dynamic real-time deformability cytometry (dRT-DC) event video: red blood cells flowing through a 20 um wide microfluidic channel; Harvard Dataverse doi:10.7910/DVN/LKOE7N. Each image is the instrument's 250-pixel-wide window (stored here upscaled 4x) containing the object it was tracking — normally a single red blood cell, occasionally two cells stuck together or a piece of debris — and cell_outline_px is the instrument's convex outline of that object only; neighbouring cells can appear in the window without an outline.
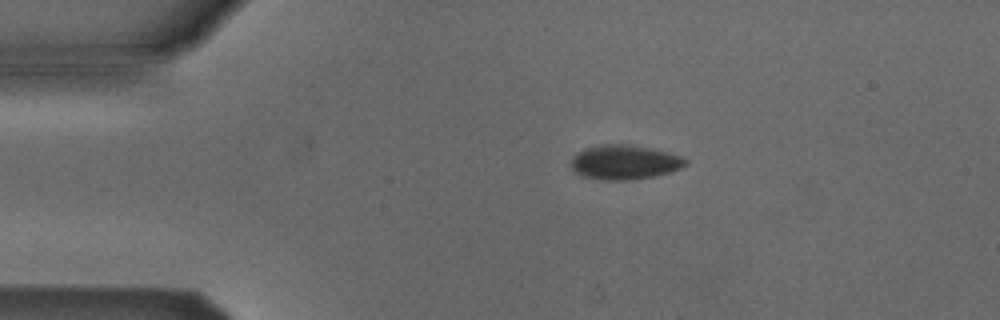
{"species": "Egyptian fruit bat (a non-hibernating species)", "species_latin": "Rousettus aegyptiacus", "temperature_condition": "cold", "stored_images_in_passage": 4, "camera_frame_rate_fps": 3000, "um_per_image_px": 0.085, "animal": {"sex": "male"}, "frame": {"image": 1, "passage_image": 1, "time_ms": 0.0, "image_size_px": [1000, 320], "cell_outline_px": [[688, 164], [672, 172], [652, 176], [628, 180], [604, 180], [580, 176], [568, 164], [572, 156], [576, 152], [584, 148], [604, 144], [624, 144], [648, 148], [680, 156], [688, 160]], "centroid_in_image_um": [53.02, 13.79], "position_along_channel_um": 32.0, "area_um2": 23.0}}
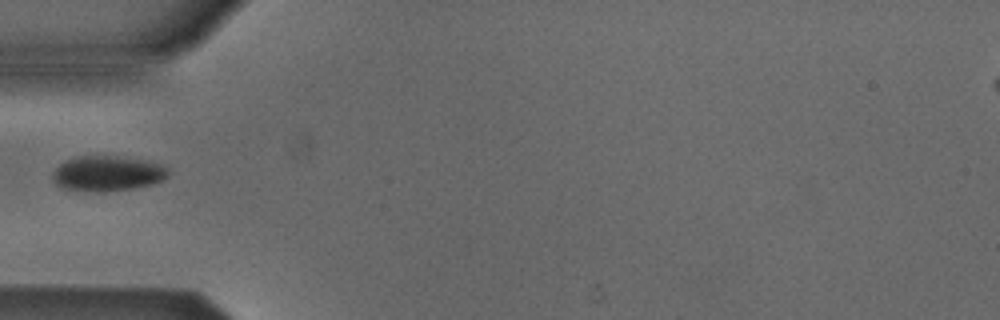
{"frame": {"image": 2, "passage_image": 3, "time_ms": 2.333, "image_size_px": [1000, 320], "cell_outline_px": [[168, 176], [164, 180], [152, 184], [136, 188], [104, 192], [96, 192], [60, 188], [52, 180], [52, 172], [60, 164], [76, 156], [116, 156], [144, 160], [160, 164], [168, 168]], "centroid_in_image_um": [9.12, 14.76], "position_along_channel_um": 75.9, "area_um2": 23.93}}
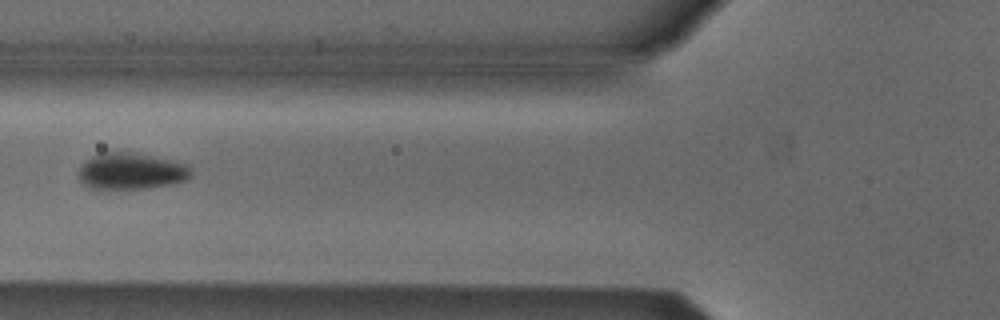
{"frame": {"image": 3, "passage_image": 4, "time_ms": 3.333, "image_size_px": [1000, 320], "cell_outline_px": [[192, 176], [184, 180], [172, 184], [144, 188], [92, 188], [84, 184], [80, 180], [80, 168], [84, 160], [92, 156], [104, 152], [132, 152], [172, 160], [188, 164], [192, 168]], "centroid_in_image_um": [11.18, 14.53], "position_along_channel_um": 114.6, "area_um2": 23.76}}